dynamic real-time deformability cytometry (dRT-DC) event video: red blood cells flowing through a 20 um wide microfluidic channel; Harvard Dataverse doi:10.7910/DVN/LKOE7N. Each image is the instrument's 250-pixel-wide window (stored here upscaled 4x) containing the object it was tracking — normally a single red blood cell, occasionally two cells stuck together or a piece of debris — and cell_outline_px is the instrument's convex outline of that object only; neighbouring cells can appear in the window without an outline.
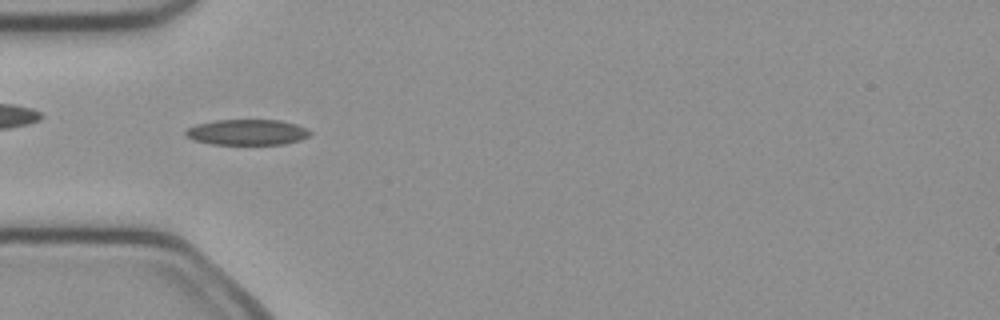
{"species": "common noctule bat (a hibernating species)", "species_latin": "Nyctalus noctula", "temperature_condition": "cold", "stored_images_in_passage": 50, "camera_frame_rate_fps": 3000, "um_per_image_px": 0.085, "animal": {"sex": "female", "body_mass_g": 21.9}, "frame": {"image": 1, "passage_image": 15, "time_ms": 4.667, "image_size_px": [1000, 320], "cell_outline_px": [[312, 132], [308, 136], [300, 140], [284, 144], [212, 144], [192, 140], [184, 132], [188, 128], [196, 124], [216, 120], [280, 120], [296, 124]], "centroid_in_image_um": [21.0, 11.24], "position_along_channel_um": 64.0, "area_um2": 18.5}}
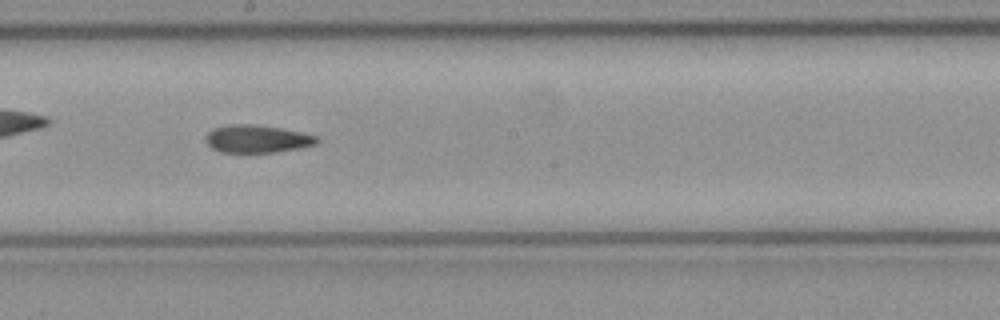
{"frame": {"image": 2, "passage_image": 27, "time_ms": 8.667, "image_size_px": [1000, 320], "cell_outline_px": [[320, 140], [316, 144], [300, 148], [276, 152], [220, 152], [212, 148], [208, 144], [208, 132], [216, 128], [228, 124], [256, 124], [280, 128], [300, 132], [316, 136]], "centroid_in_image_um": [21.89, 11.8], "position_along_channel_um": 226.3, "area_um2": 17.74}}
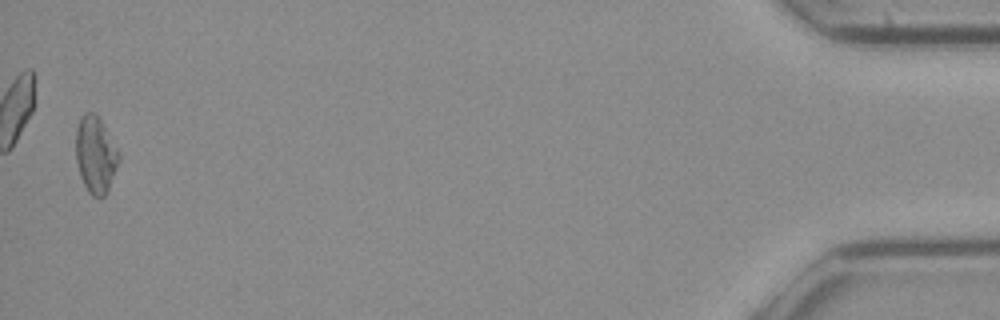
{"frame": {"image": 3, "passage_image": 49, "time_ms": 16.0, "image_size_px": [1000, 320], "cell_outline_px": [[120, 160], [108, 192], [100, 200], [92, 196], [88, 192], [80, 176], [76, 160], [76, 128], [80, 116], [84, 112], [96, 112], [104, 124], [120, 152]], "centroid_in_image_um": [8.14, 13.15], "position_along_channel_um": 427.1, "area_um2": 19.83}, "authors_computed_cell_mechanics": {"area_um2": 18.4093, "velocity_mm_per_s": 4.0567, "shape_relaxation_time_tau1_ms": null, "shape_relaxation_time_tau2_ms": 11.2378, "deformation_change_tau1": null, "deformation_change_tau2": 0.2188}}